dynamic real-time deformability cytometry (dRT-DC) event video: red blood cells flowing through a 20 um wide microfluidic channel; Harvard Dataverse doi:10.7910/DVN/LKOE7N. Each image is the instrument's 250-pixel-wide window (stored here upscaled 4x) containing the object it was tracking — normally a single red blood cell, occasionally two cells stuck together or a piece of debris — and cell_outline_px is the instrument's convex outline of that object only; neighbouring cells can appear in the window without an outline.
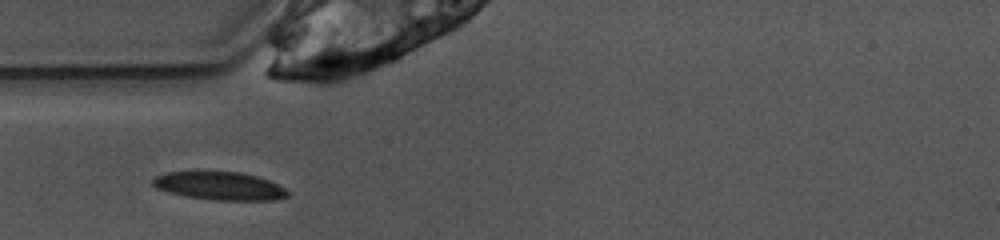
{"species": "common noctule bat (a hibernating species)", "species_latin": "Nyctalus noctula", "temperature_condition": "warm", "stored_images_in_passage": 27, "camera_frame_rate_fps": 3000, "um_per_image_px": 0.085, "animal": {"sex": "female", "body_mass_g": 10.0, "forearm_length_mm": 53.1}, "frame": {"image": 1, "passage_image": 2, "time_ms": 0.333, "image_size_px": [1000, 240], "cell_outline_px": [[288, 196], [276, 200], [216, 200], [188, 196], [168, 192], [156, 188], [152, 184], [152, 180], [156, 176], [168, 172], [196, 168], [200, 168], [240, 172], [256, 176], [268, 180], [284, 188], [288, 192]], "centroid_in_image_um": [18.6, 15.74], "position_along_channel_um": 66.4, "area_um2": 22.89}}
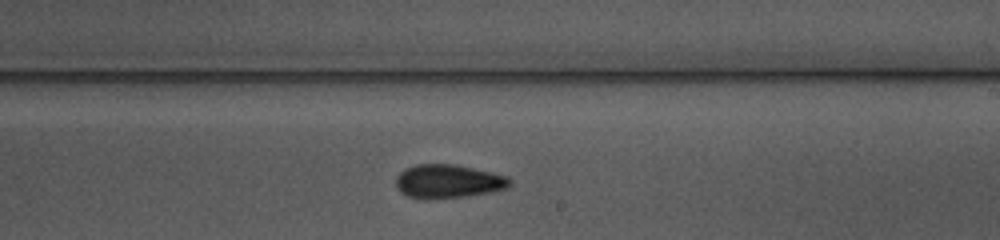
{"frame": {"image": 2, "passage_image": 16, "time_ms": 5.0, "image_size_px": [1000, 240], "cell_outline_px": [[512, 184], [508, 188], [492, 192], [468, 196], [428, 200], [424, 200], [408, 196], [400, 192], [396, 188], [396, 176], [404, 168], [416, 164], [452, 164], [472, 168], [508, 176], [512, 180]], "centroid_in_image_um": [38.08, 15.43], "position_along_channel_um": 250.9, "area_um2": 22.72}}
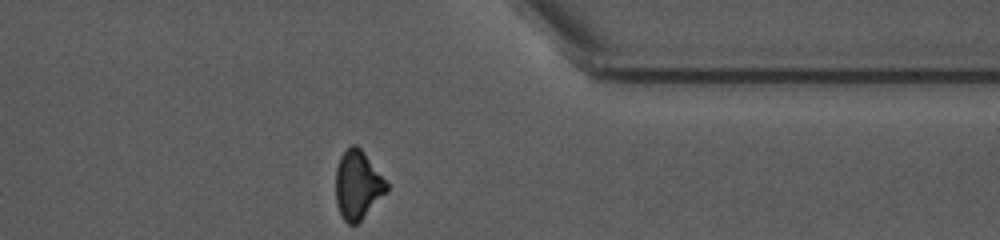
{"frame": {"image": 3, "passage_image": 27, "time_ms": 8.667, "image_size_px": [1000, 240], "cell_outline_px": [[388, 188], [360, 220], [356, 224], [348, 224], [340, 216], [336, 204], [336, 168], [340, 156], [352, 144], [356, 144], [360, 148], [388, 184]], "centroid_in_image_um": [30.35, 15.72], "position_along_channel_um": 381.0, "area_um2": 19.77}, "authors_computed_cell_mechanics": {"area_um2": 22.0218, "velocity_mm_per_s": 3.9253, "shape_relaxation_time_tau1_ms": 3.9924, "shape_relaxation_time_tau2_ms": 7.1568, "deformation_change_tau1": 0.1432, "deformation_change_tau2": 0.1229}}